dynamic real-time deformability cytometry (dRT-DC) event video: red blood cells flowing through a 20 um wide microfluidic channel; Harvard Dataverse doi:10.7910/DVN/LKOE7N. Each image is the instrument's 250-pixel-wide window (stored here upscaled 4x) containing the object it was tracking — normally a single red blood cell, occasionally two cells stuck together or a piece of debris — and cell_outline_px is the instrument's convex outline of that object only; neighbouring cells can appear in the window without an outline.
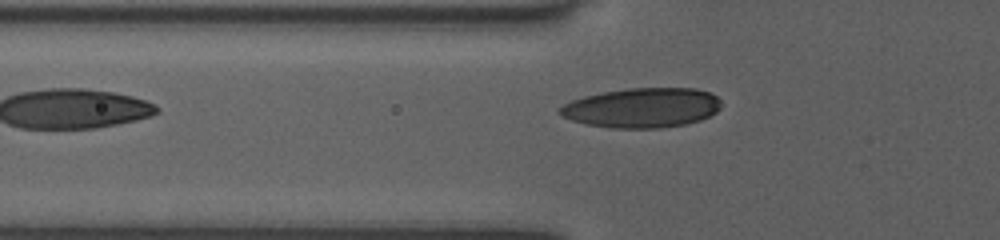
{"species": "human", "species_latin": "Homo sapiens", "temperature_condition": "room temperature", "stored_images_in_passage": 16, "camera_frame_rate_fps": 3000, "um_per_image_px": 0.085, "donor": {"sex": "female"}, "frame": {"image": 1, "passage_image": 16, "time_ms": 5.667, "image_size_px": [1000, 240], "cell_outline_px": [[720, 108], [716, 112], [700, 120], [684, 124], [660, 128], [612, 128], [588, 124], [572, 120], [560, 116], [556, 112], [564, 104], [572, 100], [584, 96], [604, 92], [628, 88], [696, 88], [708, 92], [716, 96], [720, 100]], "centroid_in_image_um": [54.56, 9.16], "position_along_channel_um": 71.2, "area_um2": 37.28}}